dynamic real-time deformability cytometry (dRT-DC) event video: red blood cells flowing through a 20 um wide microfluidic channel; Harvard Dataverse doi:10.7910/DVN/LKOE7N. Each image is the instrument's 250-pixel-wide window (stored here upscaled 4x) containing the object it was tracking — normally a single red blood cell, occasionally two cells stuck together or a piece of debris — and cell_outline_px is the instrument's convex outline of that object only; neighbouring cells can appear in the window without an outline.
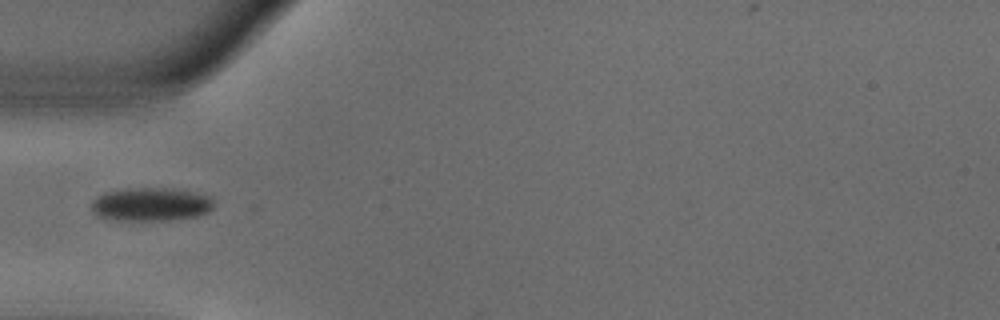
{"species": "common noctule bat (a hibernating species)", "species_latin": "Nyctalus noctula", "temperature_condition": "warm", "stored_images_in_passage": 16, "camera_frame_rate_fps": 3000, "um_per_image_px": 0.085, "animal": {"sex": "male", "body_mass_g": 18.8}, "frame": {"image": 1, "passage_image": 1, "time_ms": 0.0, "image_size_px": [1000, 320], "cell_outline_px": [[212, 208], [208, 212], [196, 216], [160, 220], [112, 220], [96, 216], [92, 212], [92, 200], [104, 192], [128, 188], [172, 188], [192, 192], [208, 196], [212, 200]], "centroid_in_image_um": [12.75, 17.36], "position_along_channel_um": 72.2, "area_um2": 23.7}}
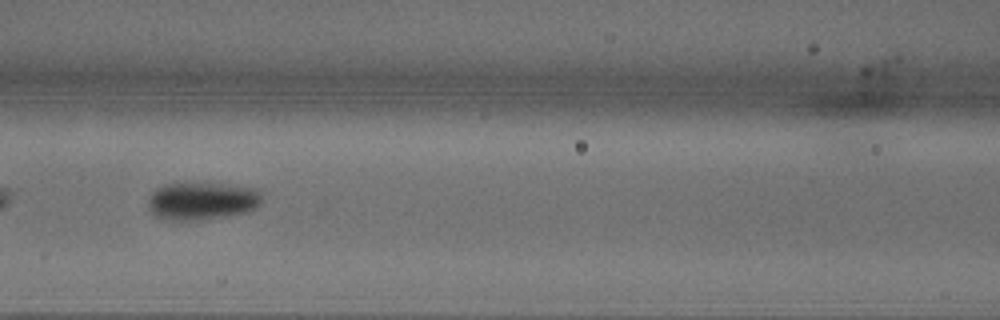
{"frame": {"image": 2, "passage_image": 7, "time_ms": 2.0, "image_size_px": [1000, 320], "cell_outline_px": [[260, 204], [256, 208], [244, 212], [196, 220], [164, 220], [156, 216], [148, 208], [148, 196], [156, 188], [164, 184], [176, 180], [228, 184], [260, 188]], "centroid_in_image_um": [17.11, 17.01], "position_along_channel_um": 149.5, "area_um2": 25.78}}
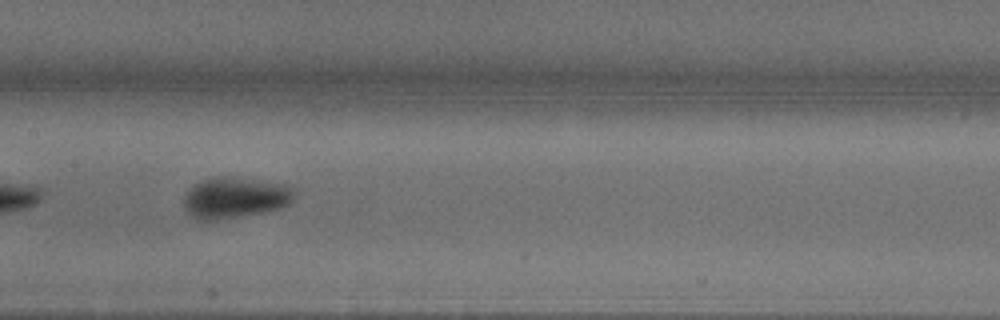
{"frame": {"image": 3, "passage_image": 10, "time_ms": 3.0, "image_size_px": [1000, 320], "cell_outline_px": [[296, 196], [288, 204], [280, 208], [264, 212], [216, 220], [196, 220], [188, 212], [184, 204], [184, 196], [200, 180], [216, 176], [224, 176], [284, 184], [296, 188]], "centroid_in_image_um": [20.0, 16.8], "position_along_channel_um": 187.4, "area_um2": 26.3}}